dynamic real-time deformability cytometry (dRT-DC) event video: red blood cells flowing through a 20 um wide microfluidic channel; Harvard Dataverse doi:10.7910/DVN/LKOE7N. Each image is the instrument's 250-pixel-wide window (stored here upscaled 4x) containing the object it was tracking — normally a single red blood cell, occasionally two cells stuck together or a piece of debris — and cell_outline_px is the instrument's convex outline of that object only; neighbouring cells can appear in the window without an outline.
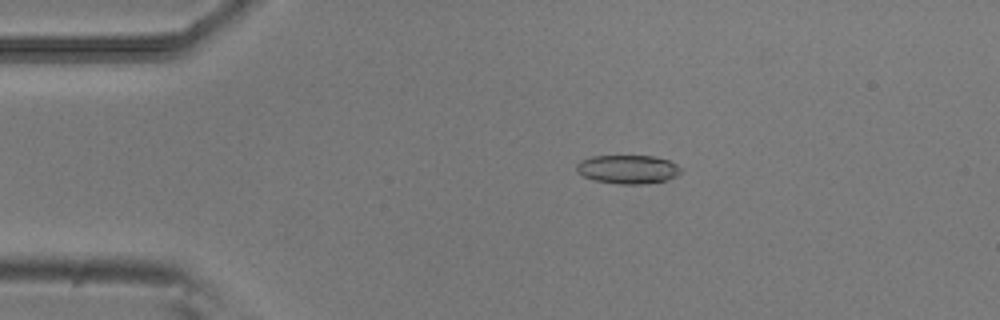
{"species": "common noctule bat (a hibernating species)", "species_latin": "Nyctalus noctula", "temperature_condition": "room temperature", "stored_images_in_passage": 53, "camera_frame_rate_fps": 3000, "um_per_image_px": 0.085, "animal": {"sex": "male", "body_mass_g": 20.5, "forearm_length_mm": 52.5}, "frame": {"image": 1, "passage_image": 11, "time_ms": 3.333, "image_size_px": [1000, 320], "cell_outline_px": [[680, 172], [676, 176], [664, 180], [644, 184], [620, 184], [596, 180], [584, 176], [576, 172], [576, 164], [580, 160], [592, 156], [652, 156], [668, 160], [676, 164], [680, 168]], "centroid_in_image_um": [53.33, 14.38], "position_along_channel_um": 31.7, "area_um2": 17.28}}
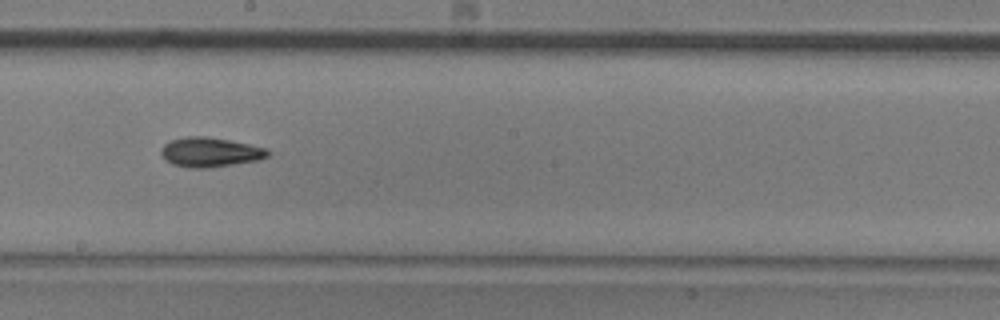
{"frame": {"image": 2, "passage_image": 30, "time_ms": 9.667, "image_size_px": [1000, 320], "cell_outline_px": [[272, 152], [268, 156], [260, 160], [208, 168], [192, 168], [172, 164], [164, 160], [160, 152], [164, 144], [172, 140], [184, 136], [204, 136], [228, 140], [248, 144], [264, 148]], "centroid_in_image_um": [17.84, 12.94], "position_along_channel_um": 230.4, "area_um2": 18.38}}
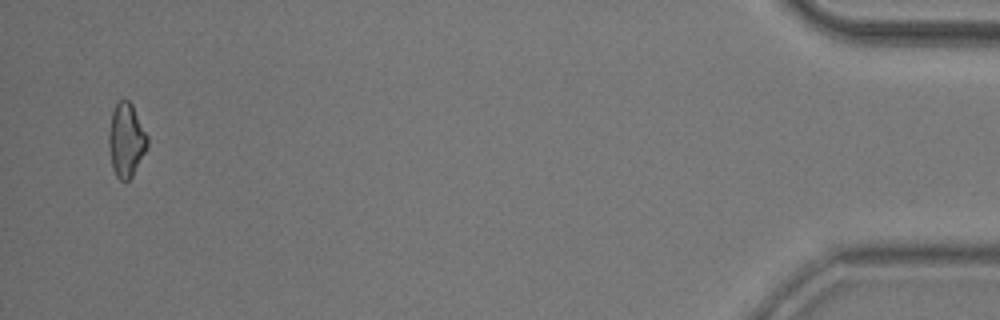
{"frame": {"image": 3, "passage_image": 52, "time_ms": 17.0, "image_size_px": [1000, 320], "cell_outline_px": [[148, 148], [132, 176], [128, 180], [120, 180], [116, 176], [112, 168], [108, 144], [108, 132], [112, 112], [116, 104], [120, 100], [128, 100], [132, 104], [148, 136]], "centroid_in_image_um": [10.73, 11.91], "position_along_channel_um": 424.5, "area_um2": 16.7}, "authors_computed_cell_mechanics": {"area_um2": 17.34, "velocity_mm_per_s": 3.8256, "shape_relaxation_time_tau1_ms": 4.7346, "shape_relaxation_time_tau2_ms": 7.4973, "deformation_change_tau1": 0.1234, "deformation_change_tau2": 0.1631}}